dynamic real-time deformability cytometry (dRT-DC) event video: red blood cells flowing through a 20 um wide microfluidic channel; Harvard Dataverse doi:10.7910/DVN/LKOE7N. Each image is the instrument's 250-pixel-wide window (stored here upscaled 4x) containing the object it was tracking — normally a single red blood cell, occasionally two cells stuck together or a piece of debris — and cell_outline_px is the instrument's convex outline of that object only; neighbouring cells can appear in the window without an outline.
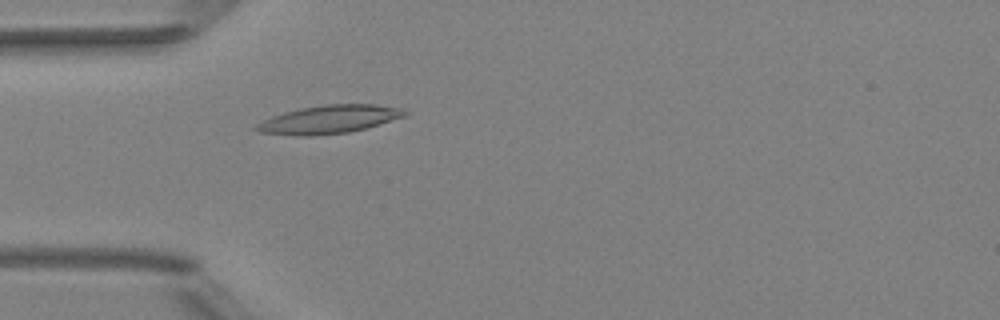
{"species": "Egyptian fruit bat (a non-hibernating species)", "species_latin": "Rousettus aegyptiacus", "temperature_condition": "room temperature", "stored_images_in_passage": 51, "camera_frame_rate_fps": 3000, "um_per_image_px": 0.085, "animal": {"sex": "female"}, "frame": {"image": 1, "passage_image": 15, "time_ms": 4.667, "image_size_px": [1000, 320], "cell_outline_px": [[408, 112], [404, 116], [364, 128], [348, 132], [312, 136], [300, 136], [260, 132], [252, 128], [256, 124], [272, 116], [284, 112], [300, 108], [324, 104], [376, 104], [400, 108]], "centroid_in_image_um": [27.92, 10.14], "position_along_channel_um": 57.1, "area_um2": 24.16}}
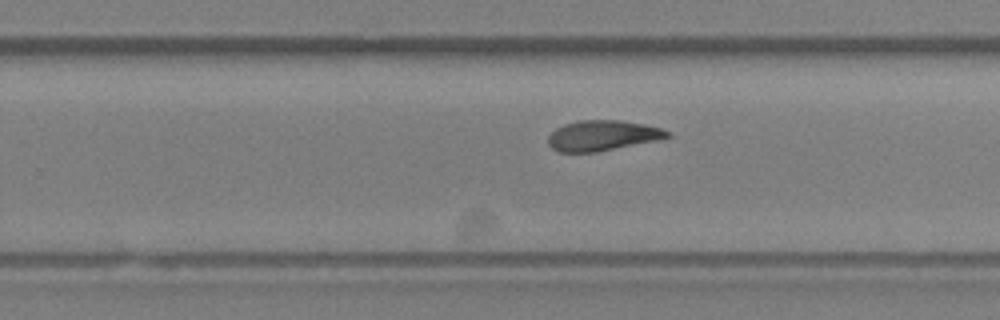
{"frame": {"image": 2, "passage_image": 32, "time_ms": 10.333, "image_size_px": [1000, 320], "cell_outline_px": [[672, 136], [664, 140], [596, 152], [560, 152], [552, 148], [548, 144], [548, 136], [556, 128], [564, 124], [580, 120], [620, 120], [644, 124], [660, 128], [672, 132]], "centroid_in_image_um": [51.28, 11.53], "position_along_channel_um": 278.5, "area_um2": 21.44}}
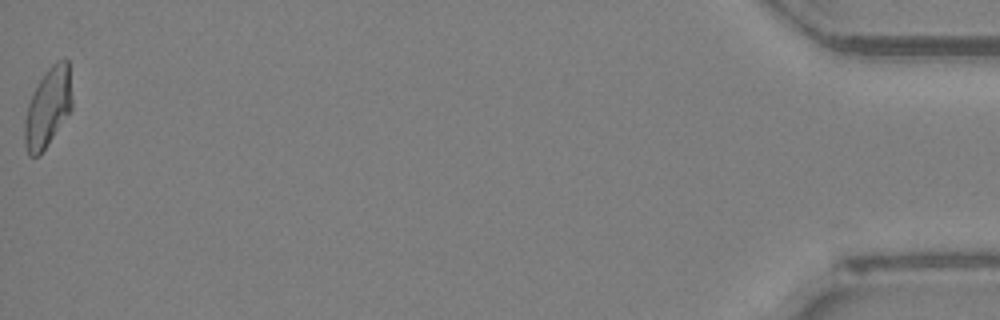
{"frame": {"image": 3, "passage_image": 51, "time_ms": 16.667, "image_size_px": [1000, 320], "cell_outline_px": [[72, 108], [40, 156], [28, 156], [24, 144], [24, 120], [28, 104], [44, 72], [56, 60], [68, 60], [72, 100]], "centroid_in_image_um": [4.06, 9.16], "position_along_channel_um": 431.1, "area_um2": 21.73}, "authors_computed_cell_mechanics": {"area_um2": 21.7328, "velocity_mm_per_s": 4.0116, "shape_relaxation_time_tau1_ms": 8.9575, "shape_relaxation_time_tau2_ms": 2.6686, "deformation_change_tau1": 0.2319, "deformation_change_tau2": 0.0945}}